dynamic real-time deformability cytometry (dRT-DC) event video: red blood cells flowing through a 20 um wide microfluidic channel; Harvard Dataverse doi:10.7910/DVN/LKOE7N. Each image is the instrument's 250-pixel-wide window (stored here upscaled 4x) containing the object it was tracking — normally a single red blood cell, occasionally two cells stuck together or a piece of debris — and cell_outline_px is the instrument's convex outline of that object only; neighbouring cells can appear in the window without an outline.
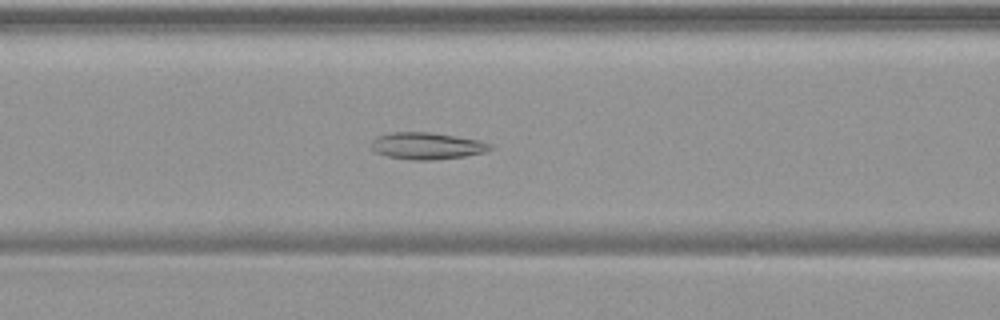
{"species": "common noctule bat (a hibernating species)", "species_latin": "Nyctalus noctula", "temperature_condition": "warm", "stored_images_in_passage": 54, "camera_frame_rate_fps": 3000, "um_per_image_px": 0.085, "animal": {"sex": "female", "body_mass_g": 19.9}, "frame": {"image": 1, "passage_image": 23, "time_ms": 7.333, "image_size_px": [1000, 320], "cell_outline_px": [[492, 148], [484, 152], [464, 156], [432, 160], [412, 160], [388, 156], [376, 152], [372, 148], [372, 140], [376, 136], [388, 132], [428, 132], [456, 136], [480, 140], [492, 144]], "centroid_in_image_um": [36.28, 12.39], "position_along_channel_um": 130.3, "area_um2": 18.55}}
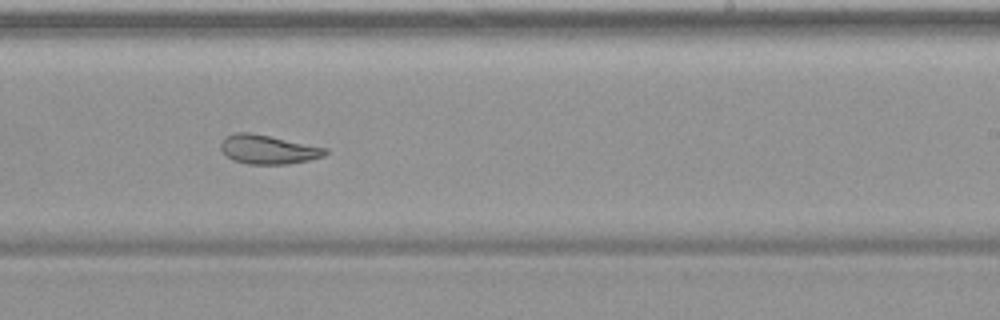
{"frame": {"image": 2, "passage_image": 34, "time_ms": 11.0, "image_size_px": [1000, 320], "cell_outline_px": [[328, 152], [324, 156], [308, 160], [288, 164], [248, 164], [232, 160], [220, 148], [220, 144], [224, 136], [236, 132], [248, 132], [328, 148]], "centroid_in_image_um": [22.77, 12.7], "position_along_channel_um": 266.2, "area_um2": 17.57}}
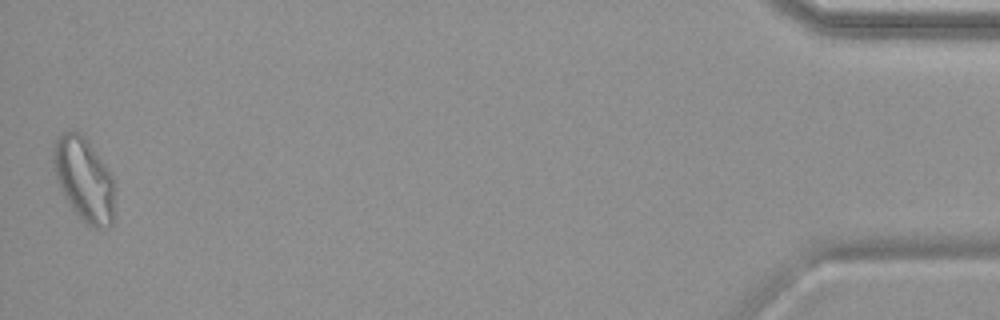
{"frame": {"image": 3, "passage_image": 54, "time_ms": 17.667, "image_size_px": [1000, 320], "cell_outline_px": [[112, 224], [100, 228], [96, 228], [80, 220], [64, 196], [60, 188], [56, 176], [52, 160], [52, 156], [56, 136], [64, 132], [80, 132], [88, 140], [112, 176]], "centroid_in_image_um": [7.09, 15.22], "position_along_channel_um": 428.1, "area_um2": 29.3}, "authors_computed_cell_mechanics": {"area_um2": 23.0333, "velocity_mm_per_s": 3.713, "shape_relaxation_time_tau1_ms": null, "shape_relaxation_time_tau2_ms": 2.5464, "deformation_change_tau1": null, "deformation_change_tau2": 0.0885}}